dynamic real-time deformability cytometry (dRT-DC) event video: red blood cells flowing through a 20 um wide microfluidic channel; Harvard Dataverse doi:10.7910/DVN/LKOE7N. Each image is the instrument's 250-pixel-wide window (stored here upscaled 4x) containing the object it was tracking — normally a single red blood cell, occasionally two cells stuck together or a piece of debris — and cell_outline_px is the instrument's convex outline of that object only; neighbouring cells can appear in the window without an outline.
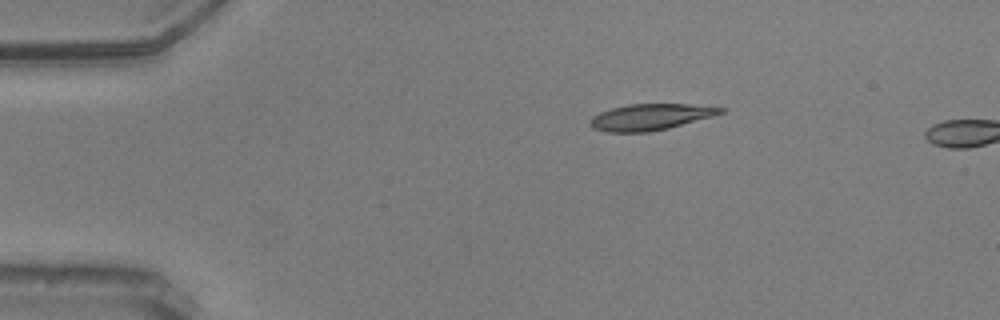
{"species": "common noctule bat (a hibernating species)", "species_latin": "Nyctalus noctula", "temperature_condition": "warm", "stored_images_in_passage": 6, "camera_frame_rate_fps": 3000, "um_per_image_px": 0.085, "animal": {"sex": "male", "body_mass_g": 20.5, "forearm_length_mm": 52.5}, "frame": {"image": 1, "passage_image": 4, "time_ms": 1.0, "image_size_px": [1000, 320], "cell_outline_px": [[696, 116], [676, 124], [660, 128], [612, 128], [624, 108], [648, 104], [672, 104], [692, 108]], "centroid_in_image_um": [55.53, 9.87], "position_along_channel_um": 29.5, "area_um2": 11.1}}